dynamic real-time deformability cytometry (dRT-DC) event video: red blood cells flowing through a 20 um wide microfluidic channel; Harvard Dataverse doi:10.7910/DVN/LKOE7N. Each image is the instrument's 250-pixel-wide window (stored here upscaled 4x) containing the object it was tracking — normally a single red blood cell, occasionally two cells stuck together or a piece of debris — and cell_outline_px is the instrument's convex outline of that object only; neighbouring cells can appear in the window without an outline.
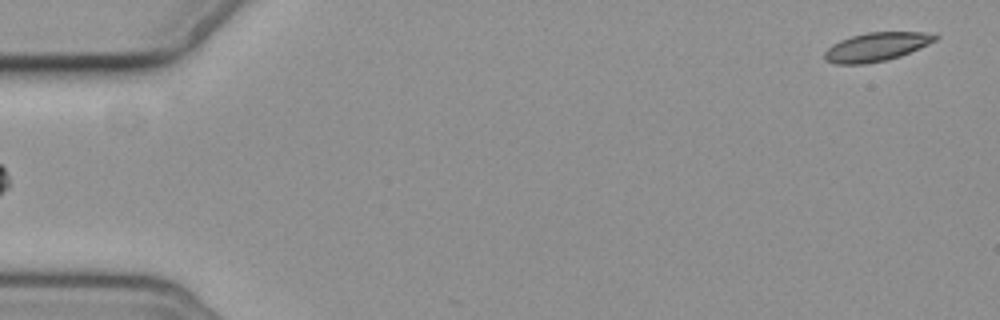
{"species": "common noctule bat (a hibernating species)", "species_latin": "Nyctalus noctula", "temperature_condition": "cold", "stored_images_in_passage": 5, "camera_frame_rate_fps": 3000, "um_per_image_px": 0.085, "animal": {"sex": "female", "body_mass_g": 19.3, "forearm_length_mm": 54.1}, "frame": {"image": 1, "passage_image": 5, "time_ms": 4.667, "image_size_px": [1000, 320], "cell_outline_px": [[940, 36], [936, 40], [920, 48], [900, 56], [888, 60], [864, 64], [836, 64], [824, 60], [824, 52], [832, 44], [840, 40], [852, 36], [868, 32], [936, 32]], "centroid_in_image_um": [74.52, 3.98], "position_along_channel_um": 10.5, "area_um2": 18.67}}